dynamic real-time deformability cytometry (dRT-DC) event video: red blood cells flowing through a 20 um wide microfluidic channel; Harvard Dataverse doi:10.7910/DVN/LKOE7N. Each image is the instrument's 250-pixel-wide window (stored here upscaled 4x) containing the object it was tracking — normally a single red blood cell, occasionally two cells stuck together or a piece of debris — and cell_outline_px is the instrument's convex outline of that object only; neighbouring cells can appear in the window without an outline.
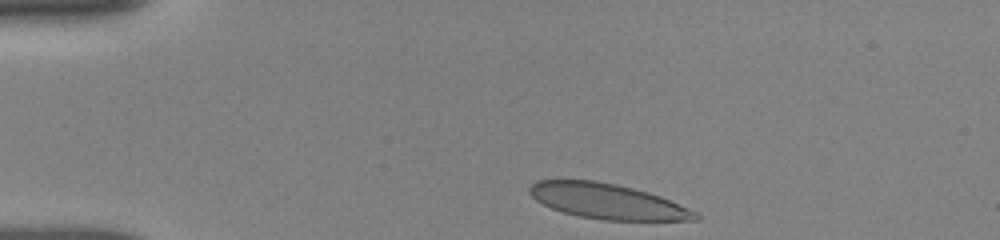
{"species": "human", "species_latin": "Homo sapiens", "temperature_condition": "room temperature", "stored_images_in_passage": 35, "camera_frame_rate_fps": 3000, "um_per_image_px": 0.085, "donor": {"sex": "female"}, "frame": {"image": 1, "passage_image": 1, "time_ms": 0.0, "image_size_px": [1000, 240], "cell_outline_px": [[700, 220], [604, 220], [580, 216], [564, 212], [552, 208], [536, 200], [528, 192], [528, 188], [536, 180], [596, 180], [616, 184], [648, 192], [660, 196], [696, 212], [700, 216]], "centroid_in_image_um": [51.61, 17.1], "position_along_channel_um": 33.4, "area_um2": 33.76}}
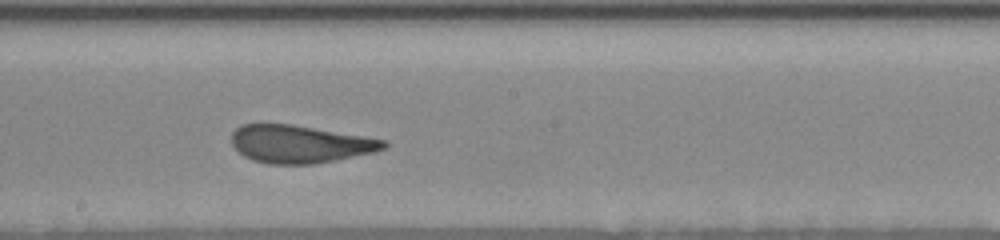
{"frame": {"image": 2, "passage_image": 19, "time_ms": 6.333, "image_size_px": [1000, 240], "cell_outline_px": [[388, 144], [384, 148], [372, 152], [336, 160], [312, 164], [268, 164], [252, 160], [244, 156], [232, 144], [232, 132], [240, 124], [292, 124], [388, 140]], "centroid_in_image_um": [25.48, 12.24], "position_along_channel_um": 222.7, "area_um2": 33.35}}
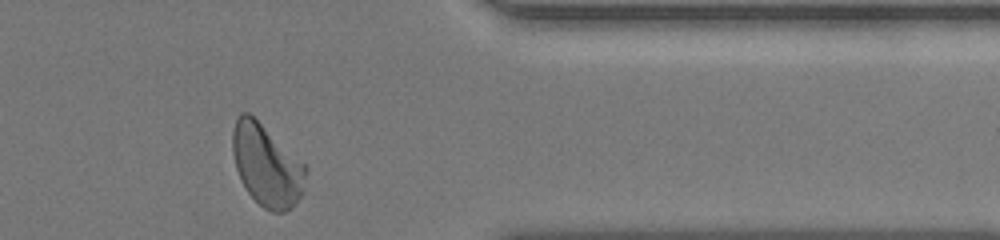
{"frame": {"image": 3, "passage_image": 34, "time_ms": 11.0, "image_size_px": [1000, 240], "cell_outline_px": [[308, 168], [304, 192], [284, 212], [272, 212], [264, 208], [248, 192], [240, 180], [236, 168], [232, 152], [232, 128], [240, 112], [248, 112], [304, 164]], "centroid_in_image_um": [22.65, 14.06], "position_along_channel_um": 388.8, "area_um2": 34.39}, "authors_computed_cell_mechanics": {"area_um2": 34.3332, "velocity_mm_per_s": 3.8291, "shape_relaxation_time_tau1_ms": 10.8252, "shape_relaxation_time_tau2_ms": null, "deformation_change_tau1": 0.263, "deformation_change_tau2": null}}